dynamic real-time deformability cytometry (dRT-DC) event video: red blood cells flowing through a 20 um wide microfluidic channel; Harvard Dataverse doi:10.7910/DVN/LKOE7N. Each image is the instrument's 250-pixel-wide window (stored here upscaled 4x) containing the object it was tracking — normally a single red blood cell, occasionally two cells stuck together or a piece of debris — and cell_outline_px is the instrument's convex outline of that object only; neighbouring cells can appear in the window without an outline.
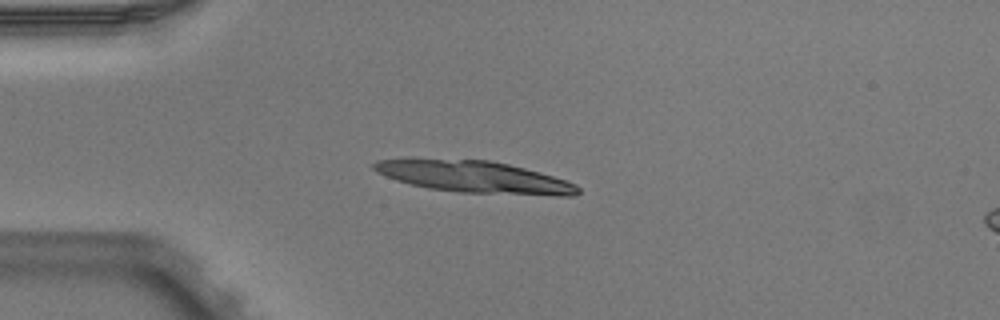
{"species": "Egyptian fruit bat (a non-hibernating species)", "species_latin": "Rousettus aegyptiacus", "temperature_condition": "warm", "stored_images_in_passage": 5, "segment_of_instrument_passage": [1, 2], "camera_frame_rate_fps": 3000, "um_per_image_px": 0.085, "animal": {"sex": "male"}, "frame": {"image": 1, "passage_image": 4, "time_ms": 1.0, "image_size_px": [1000, 320], "cell_outline_px": [[580, 192], [576, 196], [560, 196], [460, 192], [428, 188], [396, 180], [376, 172], [372, 168], [372, 164], [376, 160], [488, 160], [508, 164], [524, 168], [552, 176], [576, 184], [580, 188]], "centroid_in_image_um": [40.39, 15.06], "position_along_channel_um": 44.6, "area_um2": 37.11}}